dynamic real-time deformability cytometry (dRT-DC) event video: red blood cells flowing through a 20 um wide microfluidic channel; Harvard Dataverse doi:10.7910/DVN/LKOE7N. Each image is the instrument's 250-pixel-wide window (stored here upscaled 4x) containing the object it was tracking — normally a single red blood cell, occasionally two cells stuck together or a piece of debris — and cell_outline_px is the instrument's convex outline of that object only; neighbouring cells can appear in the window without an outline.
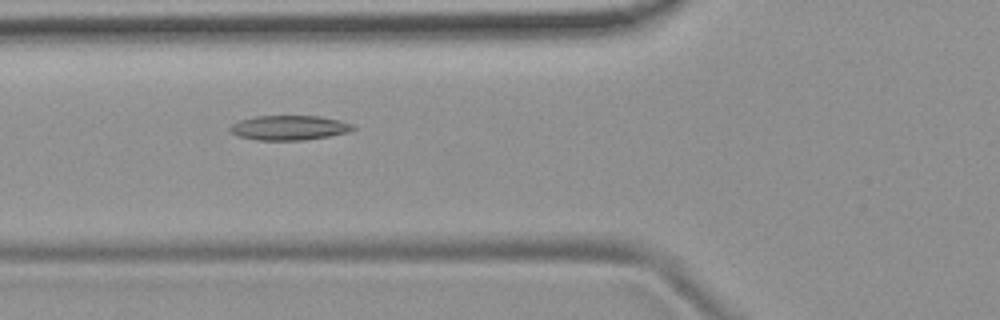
{"species": "common noctule bat (a hibernating species)", "species_latin": "Nyctalus noctula", "temperature_condition": "room temperature", "stored_images_in_passage": 40, "camera_frame_rate_fps": 3000, "um_per_image_px": 0.085, "animal": {"sex": "female", "body_mass_g": 19.9}, "frame": {"image": 1, "passage_image": 6, "time_ms": 1.667, "image_size_px": [1000, 320], "cell_outline_px": [[356, 128], [348, 132], [328, 136], [304, 140], [256, 140], [240, 136], [228, 132], [228, 128], [232, 124], [240, 120], [256, 116], [320, 116], [340, 120], [352, 124]], "centroid_in_image_um": [24.56, 10.85], "position_along_channel_um": 101.2, "area_um2": 17.69}}
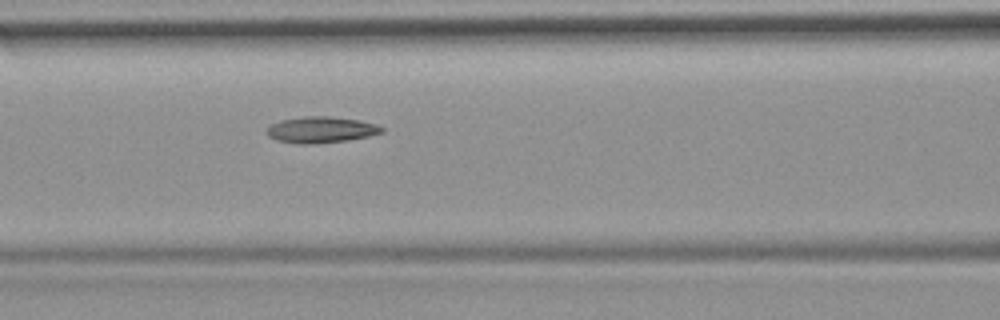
{"frame": {"image": 2, "passage_image": 9, "time_ms": 2.667, "image_size_px": [1000, 320], "cell_outline_px": [[384, 132], [368, 136], [348, 140], [316, 144], [300, 144], [276, 140], [268, 136], [264, 132], [272, 124], [280, 120], [304, 116], [328, 116], [360, 120], [376, 124], [384, 128]], "centroid_in_image_um": [27.27, 11.03], "position_along_channel_um": 139.3, "area_um2": 17.69}}
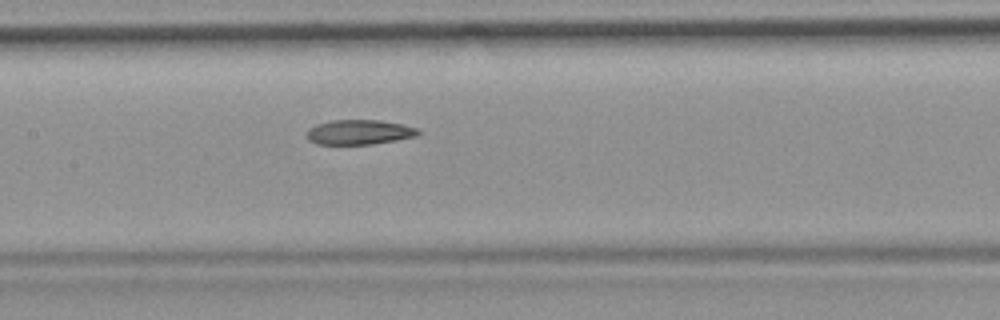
{"frame": {"image": 3, "passage_image": 12, "time_ms": 3.667, "image_size_px": [1000, 320], "cell_outline_px": [[420, 132], [416, 136], [396, 140], [372, 144], [316, 144], [308, 140], [308, 128], [316, 124], [332, 120], [380, 120], [404, 124], [420, 128]], "centroid_in_image_um": [30.56, 11.22], "position_along_channel_um": 176.8, "area_um2": 16.18}, "authors_computed_cell_mechanics": {"area_um2": 16.9065, "velocity_mm_per_s": 3.778, "shape_relaxation_time_tau1_ms": null, "shape_relaxation_time_tau2_ms": 5.1586, "deformation_change_tau1": null, "deformation_change_tau2": 0.1392}}